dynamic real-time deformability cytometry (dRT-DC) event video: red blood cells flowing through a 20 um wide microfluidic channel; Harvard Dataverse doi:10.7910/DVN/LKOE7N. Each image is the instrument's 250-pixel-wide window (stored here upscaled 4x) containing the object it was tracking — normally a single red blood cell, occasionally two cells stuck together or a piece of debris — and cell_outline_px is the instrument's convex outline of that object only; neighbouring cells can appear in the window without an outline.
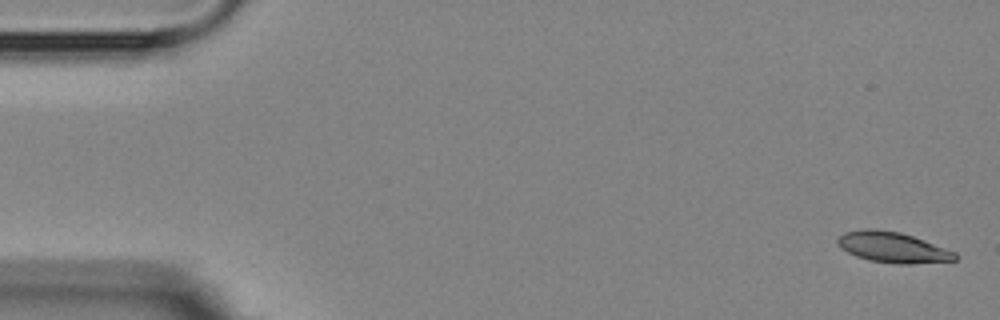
{"species": "Egyptian fruit bat (a non-hibernating species)", "species_latin": "Rousettus aegyptiacus", "temperature_condition": "room temperature", "stored_images_in_passage": 5, "camera_frame_rate_fps": 3000, "um_per_image_px": 0.085, "animal": {"sex": "female"}, "frame": {"image": 1, "passage_image": 1, "time_ms": 0.0, "image_size_px": [1000, 320], "cell_outline_px": [[956, 260], [908, 264], [896, 264], [868, 260], [856, 256], [840, 248], [836, 240], [844, 232], [860, 228], [876, 228], [900, 232], [924, 240], [956, 252]], "centroid_in_image_um": [75.83, 21.01], "position_along_channel_um": 9.2, "area_um2": 21.04}}
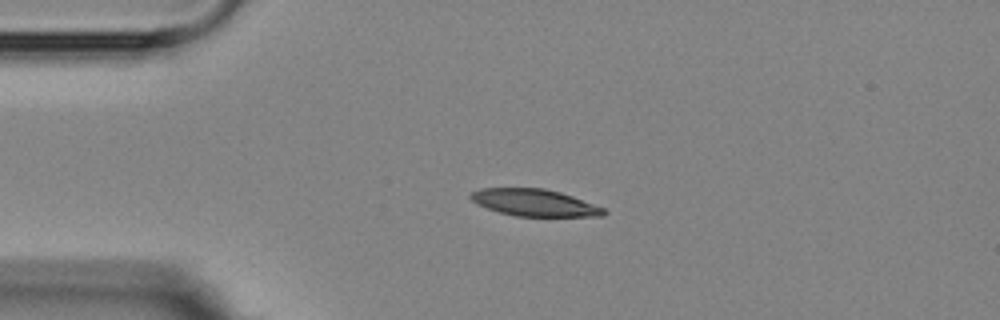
{"frame": {"image": 2, "passage_image": 4, "time_ms": 3.667, "image_size_px": [1000, 320], "cell_outline_px": [[608, 212], [604, 216], [516, 216], [500, 212], [488, 208], [472, 200], [468, 196], [472, 192], [480, 188], [544, 188], [560, 192], [572, 196], [604, 208]], "centroid_in_image_um": [45.45, 17.22], "position_along_channel_um": 39.6, "area_um2": 20.69}}